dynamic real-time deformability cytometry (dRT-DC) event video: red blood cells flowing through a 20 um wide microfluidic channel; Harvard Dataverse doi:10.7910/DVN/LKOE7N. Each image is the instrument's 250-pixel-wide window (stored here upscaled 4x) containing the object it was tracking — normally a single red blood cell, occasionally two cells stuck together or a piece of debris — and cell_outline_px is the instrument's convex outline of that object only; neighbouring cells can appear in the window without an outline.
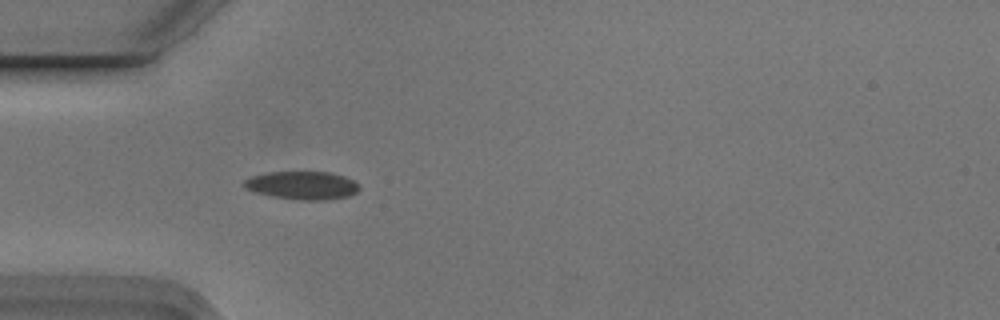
{"species": "Egyptian fruit bat (a non-hibernating species)", "species_latin": "Rousettus aegyptiacus", "temperature_condition": "cold", "stored_images_in_passage": 3, "camera_frame_rate_fps": 3000, "um_per_image_px": 0.085, "animal": {"sex": "male"}, "frame": {"image": 1, "passage_image": 3, "time_ms": 0.667, "image_size_px": [1000, 320], "cell_outline_px": [[360, 188], [356, 192], [348, 196], [324, 200], [300, 200], [272, 196], [256, 192], [244, 188], [240, 184], [244, 180], [252, 176], [268, 172], [328, 172], [344, 176], [360, 184]], "centroid_in_image_um": [25.67, 15.75], "position_along_channel_um": 59.3, "area_um2": 18.9}}